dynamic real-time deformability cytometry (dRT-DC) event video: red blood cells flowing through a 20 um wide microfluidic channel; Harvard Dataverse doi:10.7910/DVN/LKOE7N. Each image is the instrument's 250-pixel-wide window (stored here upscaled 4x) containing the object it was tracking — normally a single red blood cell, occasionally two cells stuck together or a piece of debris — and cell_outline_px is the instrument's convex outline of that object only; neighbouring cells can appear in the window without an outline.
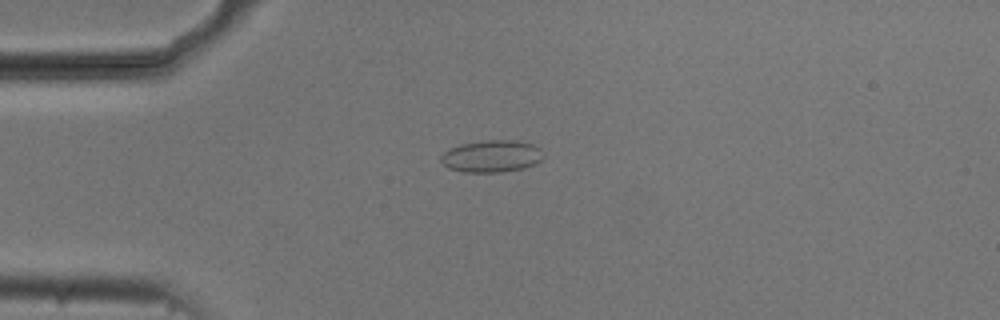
{"species": "common noctule bat (a hibernating species)", "species_latin": "Nyctalus noctula", "temperature_condition": "cold", "stored_images_in_passage": 41, "camera_frame_rate_fps": 3000, "um_per_image_px": 0.085, "animal": {"sex": "male", "body_mass_g": 20.5, "forearm_length_mm": 52.5}, "frame": {"image": 1, "passage_image": 1, "time_ms": 0.0, "image_size_px": [1000, 320], "cell_outline_px": [[544, 156], [540, 160], [524, 168], [504, 172], [464, 172], [448, 168], [440, 160], [440, 156], [444, 152], [460, 144], [484, 140], [516, 140], [532, 144], [540, 148]], "centroid_in_image_um": [41.78, 13.27], "position_along_channel_um": 43.2, "area_um2": 19.13}}
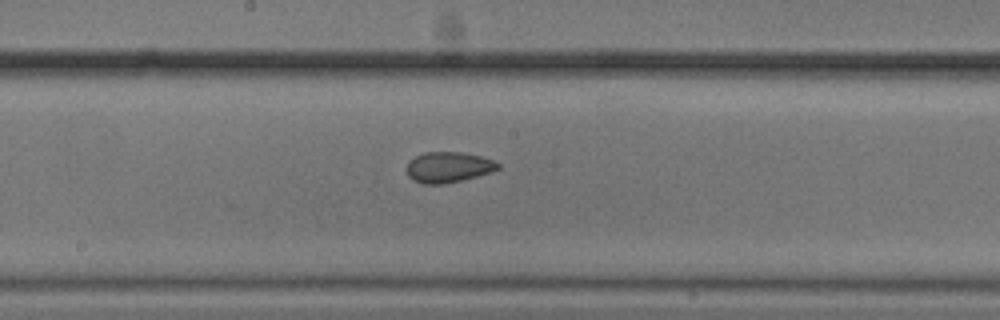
{"frame": {"image": 2, "passage_image": 16, "time_ms": 5.0, "image_size_px": [1000, 320], "cell_outline_px": [[500, 168], [492, 172], [444, 184], [420, 184], [412, 180], [408, 176], [408, 160], [424, 152], [460, 152], [480, 156], [492, 160], [500, 164]], "centroid_in_image_um": [38.09, 14.21], "position_along_channel_um": 210.1, "area_um2": 16.24}}
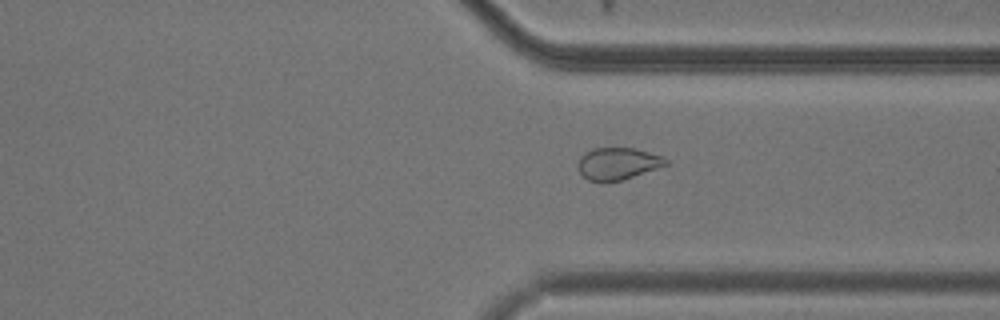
{"frame": {"image": 3, "passage_image": 28, "time_ms": 9.0, "image_size_px": [1000, 320], "cell_outline_px": [[668, 164], [620, 180], [604, 184], [600, 184], [588, 180], [580, 172], [576, 164], [580, 156], [584, 152], [592, 148], [636, 148], [660, 156], [668, 160]], "centroid_in_image_um": [52.42, 13.92], "position_along_channel_um": 359.0, "area_um2": 16.53}, "authors_computed_cell_mechanics": {"area_um2": 16.9354, "velocity_mm_per_s": 3.7403, "shape_relaxation_time_tau1_ms": 7.8963, "shape_relaxation_time_tau2_ms": 1.7892, "deformation_change_tau1": 0.1064, "deformation_change_tau2": 0.0328}}